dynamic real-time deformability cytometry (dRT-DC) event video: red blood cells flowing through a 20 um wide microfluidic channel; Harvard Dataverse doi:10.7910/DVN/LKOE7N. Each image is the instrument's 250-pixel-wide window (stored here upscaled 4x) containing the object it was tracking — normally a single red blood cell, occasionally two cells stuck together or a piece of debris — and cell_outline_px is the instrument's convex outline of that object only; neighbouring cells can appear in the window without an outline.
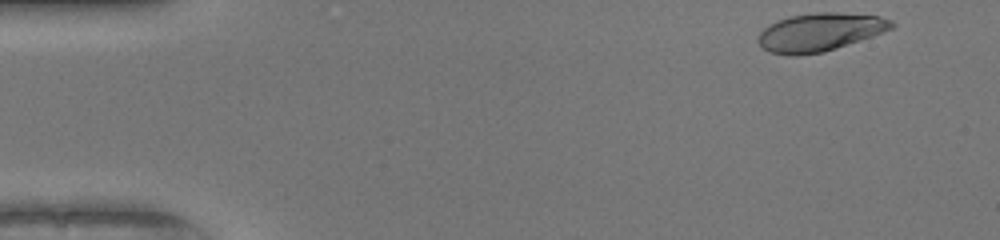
{"species": "human", "species_latin": "Homo sapiens", "temperature_condition": "warm", "stored_images_in_passage": 40, "camera_frame_rate_fps": 3000, "um_per_image_px": 0.085, "donor": {"sex": "female"}, "frame": {"image": 1, "passage_image": 2, "time_ms": 0.333, "image_size_px": [1000, 240], "cell_outline_px": [[896, 24], [892, 28], [872, 36], [824, 52], [796, 56], [792, 56], [768, 52], [756, 40], [756, 36], [764, 28], [776, 20], [792, 16], [816, 12], [836, 12], [880, 16], [892, 20]], "centroid_in_image_um": [69.66, 2.73], "position_along_channel_um": 15.3, "area_um2": 29.71}}
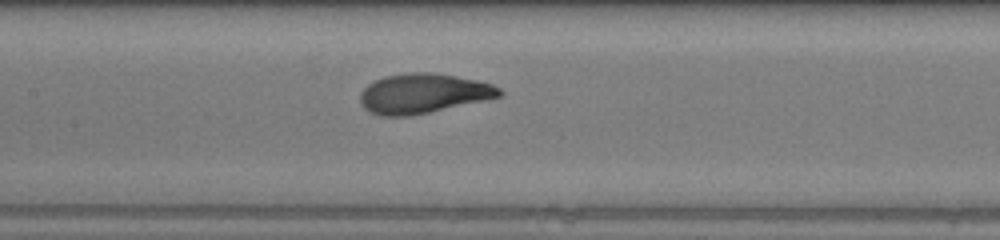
{"frame": {"image": 2, "passage_image": 22, "time_ms": 7.0, "image_size_px": [1000, 240], "cell_outline_px": [[504, 92], [500, 96], [428, 112], [408, 116], [380, 116], [364, 108], [360, 100], [360, 92], [368, 84], [384, 76], [404, 72], [432, 72], [456, 76], [476, 80], [492, 84], [500, 88]], "centroid_in_image_um": [35.94, 7.92], "position_along_channel_um": 171.5, "area_um2": 31.96}}
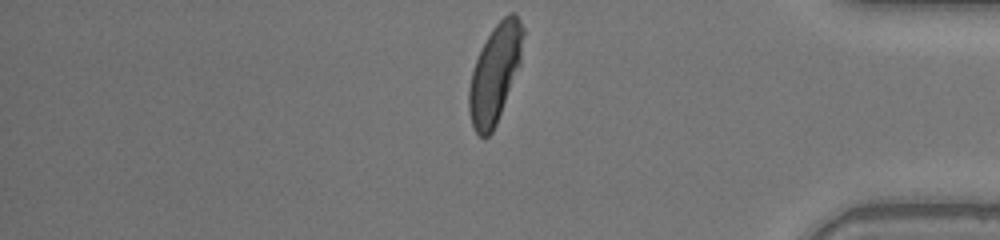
{"frame": {"image": 3, "passage_image": 40, "time_ms": 13.0, "image_size_px": [1000, 240], "cell_outline_px": [[524, 32], [520, 64], [496, 124], [492, 132], [488, 136], [480, 136], [476, 132], [472, 124], [468, 108], [468, 88], [472, 72], [476, 60], [492, 28], [508, 12], [512, 12], [520, 20], [524, 28]], "centroid_in_image_um": [42.07, 6.23], "position_along_channel_um": 393.1, "area_um2": 30.46}, "authors_computed_cell_mechanics": {"area_um2": 31.1542, "velocity_mm_per_s": 4.1457, "shape_relaxation_time_tau1_ms": 3.1247, "shape_relaxation_time_tau2_ms": null, "deformation_change_tau1": 0.1803, "deformation_change_tau2": null}}